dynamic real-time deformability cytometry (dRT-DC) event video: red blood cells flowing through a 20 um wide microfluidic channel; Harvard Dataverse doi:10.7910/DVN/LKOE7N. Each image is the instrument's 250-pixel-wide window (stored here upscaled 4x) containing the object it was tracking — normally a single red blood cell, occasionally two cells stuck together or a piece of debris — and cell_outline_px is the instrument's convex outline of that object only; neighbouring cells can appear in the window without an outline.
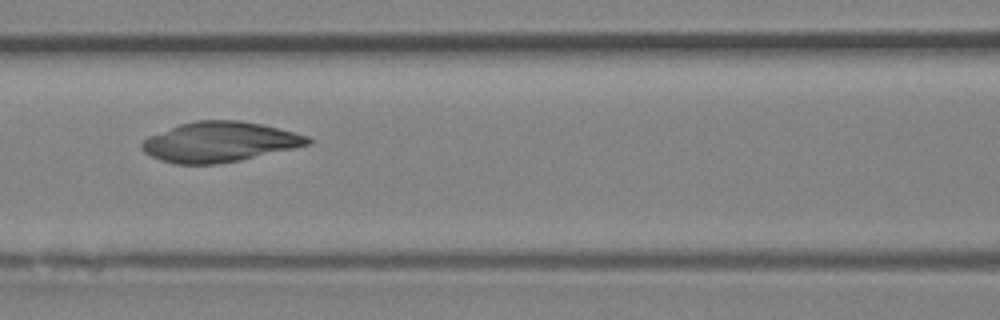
{"species": "Egyptian fruit bat (a non-hibernating species)", "species_latin": "Rousettus aegyptiacus", "temperature_condition": "room temperature", "stored_images_in_passage": 5, "camera_frame_rate_fps": 3000, "um_per_image_px": 0.085, "animal": {"sex": "female"}, "frame": {"image": 1, "passage_image": 5, "time_ms": 1.333, "image_size_px": [1000, 320], "cell_outline_px": [[312, 144], [240, 160], [216, 164], [176, 164], [160, 160], [144, 152], [140, 148], [140, 144], [148, 136], [180, 124], [196, 120], [240, 120], [260, 124], [308, 136], [312, 140]], "centroid_in_image_um": [18.64, 12.06], "position_along_channel_um": 148.0, "area_um2": 38.55}}